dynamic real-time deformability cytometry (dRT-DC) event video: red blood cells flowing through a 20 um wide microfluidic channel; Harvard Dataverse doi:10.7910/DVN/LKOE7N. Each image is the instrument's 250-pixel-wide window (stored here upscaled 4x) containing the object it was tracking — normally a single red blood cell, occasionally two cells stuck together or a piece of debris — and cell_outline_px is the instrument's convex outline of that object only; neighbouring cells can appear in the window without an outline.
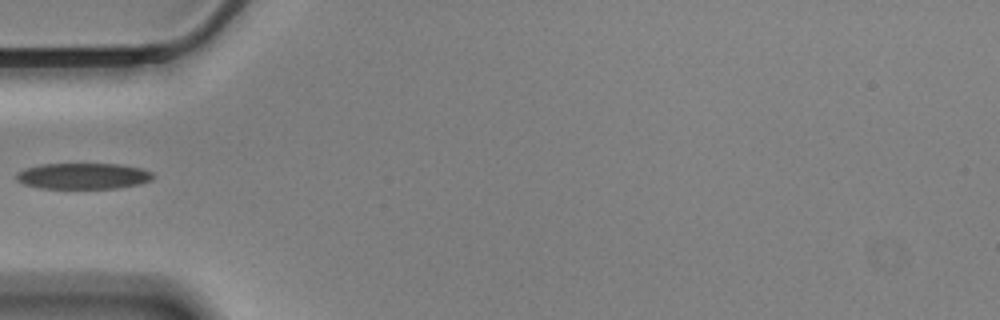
{"species": "Egyptian fruit bat (a non-hibernating species)", "species_latin": "Rousettus aegyptiacus", "temperature_condition": "cold", "stored_images_in_passage": 40, "camera_frame_rate_fps": 3000, "um_per_image_px": 0.085, "animal": {"sex": "male"}, "frame": {"image": 1, "passage_image": 1, "time_ms": 0.0, "image_size_px": [1000, 320], "cell_outline_px": [[156, 176], [152, 180], [140, 184], [116, 188], [40, 188], [24, 184], [16, 180], [16, 172], [24, 168], [40, 164], [120, 164], [144, 168], [152, 172]], "centroid_in_image_um": [7.09, 14.95], "position_along_channel_um": 77.9, "area_um2": 20.98}}
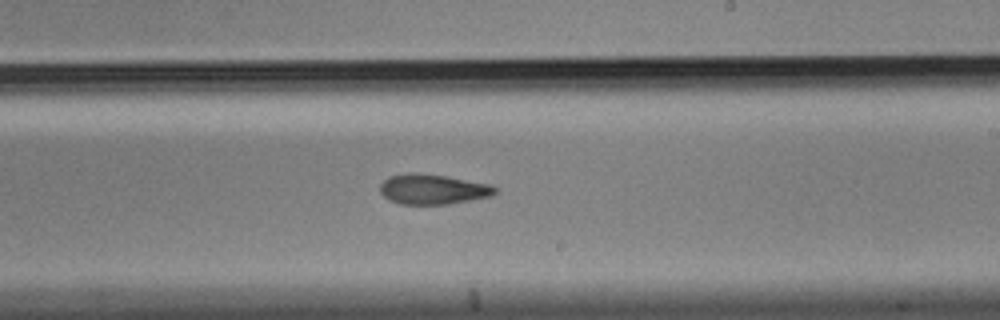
{"frame": {"image": 2, "passage_image": 16, "time_ms": 5.0, "image_size_px": [1000, 320], "cell_outline_px": [[496, 192], [492, 196], [448, 204], [400, 204], [388, 200], [380, 192], [380, 184], [388, 176], [408, 172], [416, 172], [444, 176], [492, 184], [496, 188]], "centroid_in_image_um": [36.77, 16.08], "position_along_channel_um": 252.2, "area_um2": 20.29}}
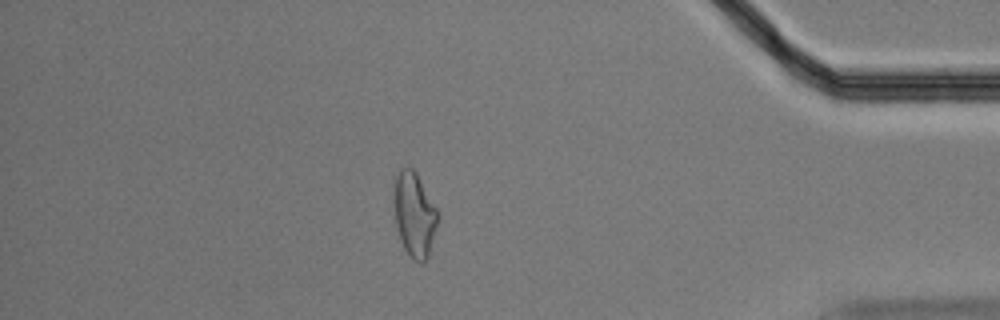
{"frame": {"image": 3, "passage_image": 32, "time_ms": 10.333, "image_size_px": [1000, 320], "cell_outline_px": [[440, 216], [428, 256], [420, 264], [412, 260], [404, 248], [400, 240], [396, 224], [396, 176], [400, 168], [412, 168], [416, 172], [440, 212]], "centroid_in_image_um": [35.28, 18.27], "position_along_channel_um": 399.9, "area_um2": 21.33}}